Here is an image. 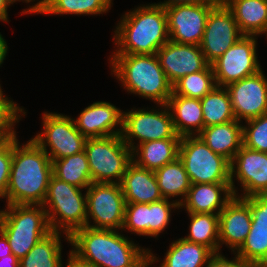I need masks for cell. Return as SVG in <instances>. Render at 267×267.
<instances>
[{
  "label": "cell",
  "mask_w": 267,
  "mask_h": 267,
  "mask_svg": "<svg viewBox=\"0 0 267 267\" xmlns=\"http://www.w3.org/2000/svg\"><path fill=\"white\" fill-rule=\"evenodd\" d=\"M166 105L178 136H196L203 130L204 119L200 99L172 94Z\"/></svg>",
  "instance_id": "23"
},
{
  "label": "cell",
  "mask_w": 267,
  "mask_h": 267,
  "mask_svg": "<svg viewBox=\"0 0 267 267\" xmlns=\"http://www.w3.org/2000/svg\"><path fill=\"white\" fill-rule=\"evenodd\" d=\"M242 36L231 10L220 0L211 10L206 21L200 48L209 64L215 62Z\"/></svg>",
  "instance_id": "14"
},
{
  "label": "cell",
  "mask_w": 267,
  "mask_h": 267,
  "mask_svg": "<svg viewBox=\"0 0 267 267\" xmlns=\"http://www.w3.org/2000/svg\"><path fill=\"white\" fill-rule=\"evenodd\" d=\"M214 6L182 4L166 7L169 40L200 45L208 15Z\"/></svg>",
  "instance_id": "16"
},
{
  "label": "cell",
  "mask_w": 267,
  "mask_h": 267,
  "mask_svg": "<svg viewBox=\"0 0 267 267\" xmlns=\"http://www.w3.org/2000/svg\"><path fill=\"white\" fill-rule=\"evenodd\" d=\"M17 131H0V146L11 136L16 134Z\"/></svg>",
  "instance_id": "49"
},
{
  "label": "cell",
  "mask_w": 267,
  "mask_h": 267,
  "mask_svg": "<svg viewBox=\"0 0 267 267\" xmlns=\"http://www.w3.org/2000/svg\"><path fill=\"white\" fill-rule=\"evenodd\" d=\"M220 0H164L158 3H149L162 8L182 5V4H192V5H216Z\"/></svg>",
  "instance_id": "43"
},
{
  "label": "cell",
  "mask_w": 267,
  "mask_h": 267,
  "mask_svg": "<svg viewBox=\"0 0 267 267\" xmlns=\"http://www.w3.org/2000/svg\"><path fill=\"white\" fill-rule=\"evenodd\" d=\"M42 130L31 139L41 147L51 161L84 151L86 137L76 128L71 115L45 111Z\"/></svg>",
  "instance_id": "10"
},
{
  "label": "cell",
  "mask_w": 267,
  "mask_h": 267,
  "mask_svg": "<svg viewBox=\"0 0 267 267\" xmlns=\"http://www.w3.org/2000/svg\"><path fill=\"white\" fill-rule=\"evenodd\" d=\"M122 230L88 226L70 236L71 254L95 267H140L148 259V248L139 246Z\"/></svg>",
  "instance_id": "2"
},
{
  "label": "cell",
  "mask_w": 267,
  "mask_h": 267,
  "mask_svg": "<svg viewBox=\"0 0 267 267\" xmlns=\"http://www.w3.org/2000/svg\"><path fill=\"white\" fill-rule=\"evenodd\" d=\"M244 123L242 124L243 146L267 153V114Z\"/></svg>",
  "instance_id": "36"
},
{
  "label": "cell",
  "mask_w": 267,
  "mask_h": 267,
  "mask_svg": "<svg viewBox=\"0 0 267 267\" xmlns=\"http://www.w3.org/2000/svg\"><path fill=\"white\" fill-rule=\"evenodd\" d=\"M76 128L86 138L120 135L123 129V110L108 101H96L73 118Z\"/></svg>",
  "instance_id": "18"
},
{
  "label": "cell",
  "mask_w": 267,
  "mask_h": 267,
  "mask_svg": "<svg viewBox=\"0 0 267 267\" xmlns=\"http://www.w3.org/2000/svg\"><path fill=\"white\" fill-rule=\"evenodd\" d=\"M12 254L11 247L6 236L0 231V258Z\"/></svg>",
  "instance_id": "45"
},
{
  "label": "cell",
  "mask_w": 267,
  "mask_h": 267,
  "mask_svg": "<svg viewBox=\"0 0 267 267\" xmlns=\"http://www.w3.org/2000/svg\"><path fill=\"white\" fill-rule=\"evenodd\" d=\"M113 32L112 54H156L169 41L166 10L140 4L121 15Z\"/></svg>",
  "instance_id": "3"
},
{
  "label": "cell",
  "mask_w": 267,
  "mask_h": 267,
  "mask_svg": "<svg viewBox=\"0 0 267 267\" xmlns=\"http://www.w3.org/2000/svg\"><path fill=\"white\" fill-rule=\"evenodd\" d=\"M180 210V205L171 199L149 203V238H159L170 225L171 213Z\"/></svg>",
  "instance_id": "35"
},
{
  "label": "cell",
  "mask_w": 267,
  "mask_h": 267,
  "mask_svg": "<svg viewBox=\"0 0 267 267\" xmlns=\"http://www.w3.org/2000/svg\"><path fill=\"white\" fill-rule=\"evenodd\" d=\"M84 151L87 155L92 183H121L132 150L121 134L101 138H87Z\"/></svg>",
  "instance_id": "7"
},
{
  "label": "cell",
  "mask_w": 267,
  "mask_h": 267,
  "mask_svg": "<svg viewBox=\"0 0 267 267\" xmlns=\"http://www.w3.org/2000/svg\"><path fill=\"white\" fill-rule=\"evenodd\" d=\"M0 267H20V260L14 254L7 255L0 258Z\"/></svg>",
  "instance_id": "44"
},
{
  "label": "cell",
  "mask_w": 267,
  "mask_h": 267,
  "mask_svg": "<svg viewBox=\"0 0 267 267\" xmlns=\"http://www.w3.org/2000/svg\"><path fill=\"white\" fill-rule=\"evenodd\" d=\"M242 124L234 120L204 127L198 136L213 152L231 162L243 145Z\"/></svg>",
  "instance_id": "25"
},
{
  "label": "cell",
  "mask_w": 267,
  "mask_h": 267,
  "mask_svg": "<svg viewBox=\"0 0 267 267\" xmlns=\"http://www.w3.org/2000/svg\"><path fill=\"white\" fill-rule=\"evenodd\" d=\"M126 203H153L163 198L154 171L133 161L128 165L120 183Z\"/></svg>",
  "instance_id": "21"
},
{
  "label": "cell",
  "mask_w": 267,
  "mask_h": 267,
  "mask_svg": "<svg viewBox=\"0 0 267 267\" xmlns=\"http://www.w3.org/2000/svg\"><path fill=\"white\" fill-rule=\"evenodd\" d=\"M214 253L202 244L185 240L183 237L173 240L162 261L148 248V259L155 263L161 262L158 267H206Z\"/></svg>",
  "instance_id": "22"
},
{
  "label": "cell",
  "mask_w": 267,
  "mask_h": 267,
  "mask_svg": "<svg viewBox=\"0 0 267 267\" xmlns=\"http://www.w3.org/2000/svg\"><path fill=\"white\" fill-rule=\"evenodd\" d=\"M156 55L172 85L181 77L202 71L209 65L200 45L180 44L169 40Z\"/></svg>",
  "instance_id": "17"
},
{
  "label": "cell",
  "mask_w": 267,
  "mask_h": 267,
  "mask_svg": "<svg viewBox=\"0 0 267 267\" xmlns=\"http://www.w3.org/2000/svg\"><path fill=\"white\" fill-rule=\"evenodd\" d=\"M204 127L223 124L236 120L229 93L225 87L216 86L200 99Z\"/></svg>",
  "instance_id": "31"
},
{
  "label": "cell",
  "mask_w": 267,
  "mask_h": 267,
  "mask_svg": "<svg viewBox=\"0 0 267 267\" xmlns=\"http://www.w3.org/2000/svg\"><path fill=\"white\" fill-rule=\"evenodd\" d=\"M3 89H2V86H1V84H0V97H8L5 93H4V91H2Z\"/></svg>",
  "instance_id": "51"
},
{
  "label": "cell",
  "mask_w": 267,
  "mask_h": 267,
  "mask_svg": "<svg viewBox=\"0 0 267 267\" xmlns=\"http://www.w3.org/2000/svg\"><path fill=\"white\" fill-rule=\"evenodd\" d=\"M84 190L86 189L51 176L42 204L51 231L63 232L70 236L75 230L86 226L87 206Z\"/></svg>",
  "instance_id": "6"
},
{
  "label": "cell",
  "mask_w": 267,
  "mask_h": 267,
  "mask_svg": "<svg viewBox=\"0 0 267 267\" xmlns=\"http://www.w3.org/2000/svg\"><path fill=\"white\" fill-rule=\"evenodd\" d=\"M237 121L244 122L267 114V76L263 69L257 74L225 87Z\"/></svg>",
  "instance_id": "15"
},
{
  "label": "cell",
  "mask_w": 267,
  "mask_h": 267,
  "mask_svg": "<svg viewBox=\"0 0 267 267\" xmlns=\"http://www.w3.org/2000/svg\"><path fill=\"white\" fill-rule=\"evenodd\" d=\"M113 0H51L46 15L100 16L111 10Z\"/></svg>",
  "instance_id": "33"
},
{
  "label": "cell",
  "mask_w": 267,
  "mask_h": 267,
  "mask_svg": "<svg viewBox=\"0 0 267 267\" xmlns=\"http://www.w3.org/2000/svg\"><path fill=\"white\" fill-rule=\"evenodd\" d=\"M257 40L258 36H242L211 64L217 86L226 87L262 70L257 55Z\"/></svg>",
  "instance_id": "12"
},
{
  "label": "cell",
  "mask_w": 267,
  "mask_h": 267,
  "mask_svg": "<svg viewBox=\"0 0 267 267\" xmlns=\"http://www.w3.org/2000/svg\"><path fill=\"white\" fill-rule=\"evenodd\" d=\"M11 6L16 3V2H23V3H28V5L32 4L31 6L29 5L27 8L22 9L20 15L23 14H40V15H45L51 0H9ZM36 2V3H34Z\"/></svg>",
  "instance_id": "42"
},
{
  "label": "cell",
  "mask_w": 267,
  "mask_h": 267,
  "mask_svg": "<svg viewBox=\"0 0 267 267\" xmlns=\"http://www.w3.org/2000/svg\"><path fill=\"white\" fill-rule=\"evenodd\" d=\"M24 109L10 97H0V131H15V125L27 115Z\"/></svg>",
  "instance_id": "38"
},
{
  "label": "cell",
  "mask_w": 267,
  "mask_h": 267,
  "mask_svg": "<svg viewBox=\"0 0 267 267\" xmlns=\"http://www.w3.org/2000/svg\"><path fill=\"white\" fill-rule=\"evenodd\" d=\"M8 51H9L8 43L0 32V67H2L4 60H6Z\"/></svg>",
  "instance_id": "47"
},
{
  "label": "cell",
  "mask_w": 267,
  "mask_h": 267,
  "mask_svg": "<svg viewBox=\"0 0 267 267\" xmlns=\"http://www.w3.org/2000/svg\"><path fill=\"white\" fill-rule=\"evenodd\" d=\"M152 265V262L147 259L140 267H153Z\"/></svg>",
  "instance_id": "50"
},
{
  "label": "cell",
  "mask_w": 267,
  "mask_h": 267,
  "mask_svg": "<svg viewBox=\"0 0 267 267\" xmlns=\"http://www.w3.org/2000/svg\"><path fill=\"white\" fill-rule=\"evenodd\" d=\"M63 236L66 243L70 244L69 235L63 232H50L20 259V267H64L61 242Z\"/></svg>",
  "instance_id": "27"
},
{
  "label": "cell",
  "mask_w": 267,
  "mask_h": 267,
  "mask_svg": "<svg viewBox=\"0 0 267 267\" xmlns=\"http://www.w3.org/2000/svg\"><path fill=\"white\" fill-rule=\"evenodd\" d=\"M12 163V136L0 146V199L5 200Z\"/></svg>",
  "instance_id": "39"
},
{
  "label": "cell",
  "mask_w": 267,
  "mask_h": 267,
  "mask_svg": "<svg viewBox=\"0 0 267 267\" xmlns=\"http://www.w3.org/2000/svg\"><path fill=\"white\" fill-rule=\"evenodd\" d=\"M190 219L188 234L183 238L189 242L202 244L213 253H220L219 215L211 213H187Z\"/></svg>",
  "instance_id": "29"
},
{
  "label": "cell",
  "mask_w": 267,
  "mask_h": 267,
  "mask_svg": "<svg viewBox=\"0 0 267 267\" xmlns=\"http://www.w3.org/2000/svg\"><path fill=\"white\" fill-rule=\"evenodd\" d=\"M111 75L128 94L157 104H167L172 84L160 66L156 54H111Z\"/></svg>",
  "instance_id": "4"
},
{
  "label": "cell",
  "mask_w": 267,
  "mask_h": 267,
  "mask_svg": "<svg viewBox=\"0 0 267 267\" xmlns=\"http://www.w3.org/2000/svg\"><path fill=\"white\" fill-rule=\"evenodd\" d=\"M240 187L235 186V181ZM230 187L236 197L267 194V153L242 145L230 162ZM240 194V195H239Z\"/></svg>",
  "instance_id": "13"
},
{
  "label": "cell",
  "mask_w": 267,
  "mask_h": 267,
  "mask_svg": "<svg viewBox=\"0 0 267 267\" xmlns=\"http://www.w3.org/2000/svg\"><path fill=\"white\" fill-rule=\"evenodd\" d=\"M122 231L149 237V204L126 203Z\"/></svg>",
  "instance_id": "37"
},
{
  "label": "cell",
  "mask_w": 267,
  "mask_h": 267,
  "mask_svg": "<svg viewBox=\"0 0 267 267\" xmlns=\"http://www.w3.org/2000/svg\"><path fill=\"white\" fill-rule=\"evenodd\" d=\"M121 136L131 150L148 141L181 138L175 131L172 116L166 104H157L152 109L143 106V108L133 107L123 111Z\"/></svg>",
  "instance_id": "8"
},
{
  "label": "cell",
  "mask_w": 267,
  "mask_h": 267,
  "mask_svg": "<svg viewBox=\"0 0 267 267\" xmlns=\"http://www.w3.org/2000/svg\"><path fill=\"white\" fill-rule=\"evenodd\" d=\"M0 231L19 260L51 231L42 205H5L0 210Z\"/></svg>",
  "instance_id": "5"
},
{
  "label": "cell",
  "mask_w": 267,
  "mask_h": 267,
  "mask_svg": "<svg viewBox=\"0 0 267 267\" xmlns=\"http://www.w3.org/2000/svg\"><path fill=\"white\" fill-rule=\"evenodd\" d=\"M11 4L9 0H0V22H9L8 8Z\"/></svg>",
  "instance_id": "46"
},
{
  "label": "cell",
  "mask_w": 267,
  "mask_h": 267,
  "mask_svg": "<svg viewBox=\"0 0 267 267\" xmlns=\"http://www.w3.org/2000/svg\"><path fill=\"white\" fill-rule=\"evenodd\" d=\"M235 254L252 267H267V228L251 227L244 243Z\"/></svg>",
  "instance_id": "34"
},
{
  "label": "cell",
  "mask_w": 267,
  "mask_h": 267,
  "mask_svg": "<svg viewBox=\"0 0 267 267\" xmlns=\"http://www.w3.org/2000/svg\"><path fill=\"white\" fill-rule=\"evenodd\" d=\"M217 86L212 65L204 70L181 77L172 85V94L202 99Z\"/></svg>",
  "instance_id": "32"
},
{
  "label": "cell",
  "mask_w": 267,
  "mask_h": 267,
  "mask_svg": "<svg viewBox=\"0 0 267 267\" xmlns=\"http://www.w3.org/2000/svg\"><path fill=\"white\" fill-rule=\"evenodd\" d=\"M53 166L50 157L32 139L20 144L12 136V163L6 189V205H42Z\"/></svg>",
  "instance_id": "1"
},
{
  "label": "cell",
  "mask_w": 267,
  "mask_h": 267,
  "mask_svg": "<svg viewBox=\"0 0 267 267\" xmlns=\"http://www.w3.org/2000/svg\"><path fill=\"white\" fill-rule=\"evenodd\" d=\"M179 159L191 184L230 183V162L213 152L198 135L181 137Z\"/></svg>",
  "instance_id": "9"
},
{
  "label": "cell",
  "mask_w": 267,
  "mask_h": 267,
  "mask_svg": "<svg viewBox=\"0 0 267 267\" xmlns=\"http://www.w3.org/2000/svg\"><path fill=\"white\" fill-rule=\"evenodd\" d=\"M234 257L231 260L225 257L224 254L214 253L208 261L206 267H252L248 262H245L238 255L233 253Z\"/></svg>",
  "instance_id": "41"
},
{
  "label": "cell",
  "mask_w": 267,
  "mask_h": 267,
  "mask_svg": "<svg viewBox=\"0 0 267 267\" xmlns=\"http://www.w3.org/2000/svg\"><path fill=\"white\" fill-rule=\"evenodd\" d=\"M233 197L230 183L191 184L180 209L186 213L219 214Z\"/></svg>",
  "instance_id": "20"
},
{
  "label": "cell",
  "mask_w": 267,
  "mask_h": 267,
  "mask_svg": "<svg viewBox=\"0 0 267 267\" xmlns=\"http://www.w3.org/2000/svg\"><path fill=\"white\" fill-rule=\"evenodd\" d=\"M243 199L250 205L252 213L251 227L267 228V194L252 195Z\"/></svg>",
  "instance_id": "40"
},
{
  "label": "cell",
  "mask_w": 267,
  "mask_h": 267,
  "mask_svg": "<svg viewBox=\"0 0 267 267\" xmlns=\"http://www.w3.org/2000/svg\"><path fill=\"white\" fill-rule=\"evenodd\" d=\"M243 35L267 38V0H222Z\"/></svg>",
  "instance_id": "24"
},
{
  "label": "cell",
  "mask_w": 267,
  "mask_h": 267,
  "mask_svg": "<svg viewBox=\"0 0 267 267\" xmlns=\"http://www.w3.org/2000/svg\"><path fill=\"white\" fill-rule=\"evenodd\" d=\"M181 138L153 140L139 144L132 150V161L155 171L179 157Z\"/></svg>",
  "instance_id": "26"
},
{
  "label": "cell",
  "mask_w": 267,
  "mask_h": 267,
  "mask_svg": "<svg viewBox=\"0 0 267 267\" xmlns=\"http://www.w3.org/2000/svg\"><path fill=\"white\" fill-rule=\"evenodd\" d=\"M218 215L220 252L225 245L233 254L241 247L250 232V205L243 198L234 196Z\"/></svg>",
  "instance_id": "19"
},
{
  "label": "cell",
  "mask_w": 267,
  "mask_h": 267,
  "mask_svg": "<svg viewBox=\"0 0 267 267\" xmlns=\"http://www.w3.org/2000/svg\"><path fill=\"white\" fill-rule=\"evenodd\" d=\"M154 173L163 198L171 200L173 198V201L180 205L188 194L191 182L179 157L155 170Z\"/></svg>",
  "instance_id": "28"
},
{
  "label": "cell",
  "mask_w": 267,
  "mask_h": 267,
  "mask_svg": "<svg viewBox=\"0 0 267 267\" xmlns=\"http://www.w3.org/2000/svg\"><path fill=\"white\" fill-rule=\"evenodd\" d=\"M86 226L122 230L126 201L119 183H91L86 188Z\"/></svg>",
  "instance_id": "11"
},
{
  "label": "cell",
  "mask_w": 267,
  "mask_h": 267,
  "mask_svg": "<svg viewBox=\"0 0 267 267\" xmlns=\"http://www.w3.org/2000/svg\"><path fill=\"white\" fill-rule=\"evenodd\" d=\"M67 256H68L67 257L68 261L66 262L67 264L65 265V267H95L93 265H89L84 262H81L80 260H78L76 257H74L71 254V251H69Z\"/></svg>",
  "instance_id": "48"
},
{
  "label": "cell",
  "mask_w": 267,
  "mask_h": 267,
  "mask_svg": "<svg viewBox=\"0 0 267 267\" xmlns=\"http://www.w3.org/2000/svg\"><path fill=\"white\" fill-rule=\"evenodd\" d=\"M53 175L76 187L86 189L91 183V173L85 151L52 161Z\"/></svg>",
  "instance_id": "30"
}]
</instances>
